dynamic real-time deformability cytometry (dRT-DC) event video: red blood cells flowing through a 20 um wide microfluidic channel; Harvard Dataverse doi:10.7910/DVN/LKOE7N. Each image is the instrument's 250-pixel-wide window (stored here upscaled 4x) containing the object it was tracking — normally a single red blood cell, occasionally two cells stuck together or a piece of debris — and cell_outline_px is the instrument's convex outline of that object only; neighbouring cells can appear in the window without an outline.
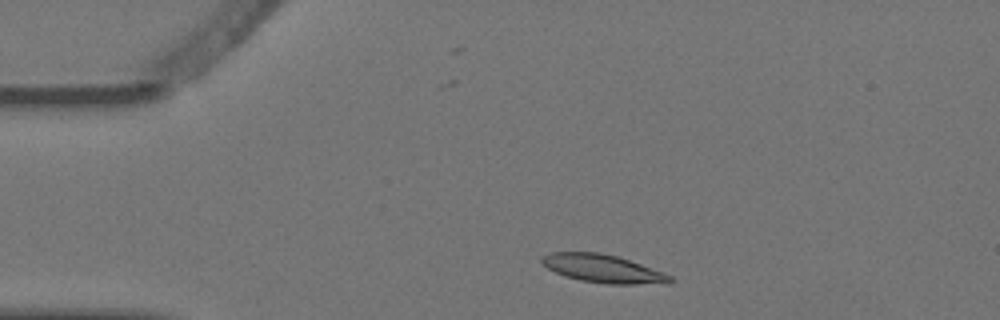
{"species": "Egyptian fruit bat (a non-hibernating species)", "species_latin": "Rousettus aegyptiacus", "temperature_condition": "warm", "stored_images_in_passage": 4, "camera_frame_rate_fps": 3000, "um_per_image_px": 0.085, "animal": {"sex": "female"}, "frame": {"image": 1, "passage_image": 2, "time_ms": 0.333, "image_size_px": [1000, 320], "cell_outline_px": [[676, 280], [668, 284], [604, 284], [580, 280], [564, 276], [548, 268], [540, 260], [544, 256], [552, 252], [600, 252], [616, 256], [664, 272], [672, 276]], "centroid_in_image_um": [51.31, 22.85], "position_along_channel_um": 33.7, "area_um2": 21.04}}
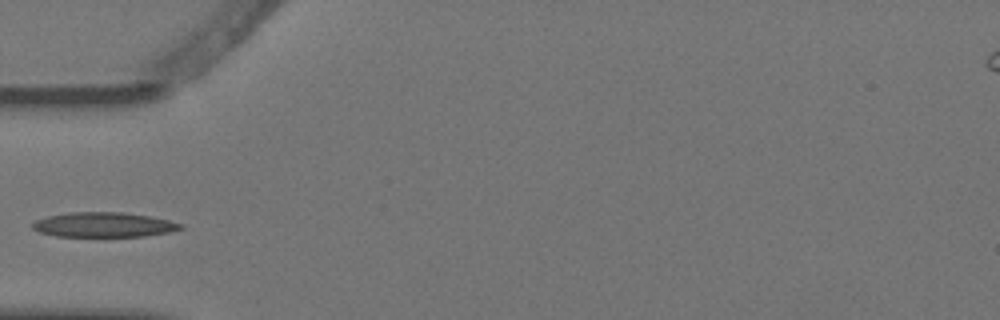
{"frame": {"image": 2, "passage_image": 4, "time_ms": 1.0, "image_size_px": [1000, 320], "cell_outline_px": [[184, 228], [172, 232], [144, 236], [56, 236], [40, 232], [32, 228], [32, 224], [36, 220], [48, 216], [68, 212], [124, 212], [148, 216], [168, 220], [184, 224]], "centroid_in_image_um": [8.85, 19.1], "position_along_channel_um": 76.1, "area_um2": 21.39}}